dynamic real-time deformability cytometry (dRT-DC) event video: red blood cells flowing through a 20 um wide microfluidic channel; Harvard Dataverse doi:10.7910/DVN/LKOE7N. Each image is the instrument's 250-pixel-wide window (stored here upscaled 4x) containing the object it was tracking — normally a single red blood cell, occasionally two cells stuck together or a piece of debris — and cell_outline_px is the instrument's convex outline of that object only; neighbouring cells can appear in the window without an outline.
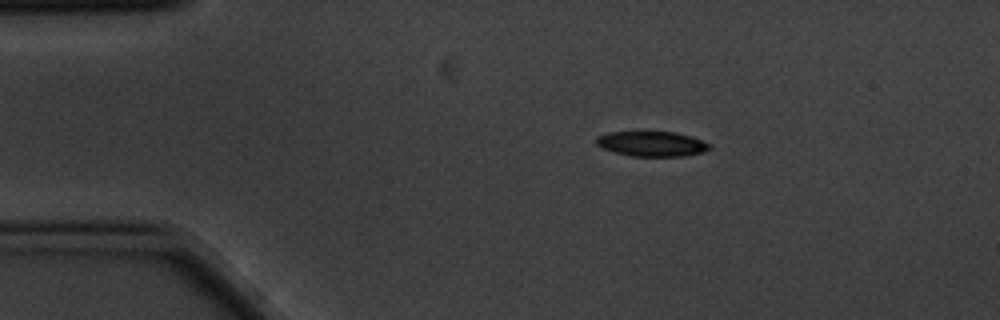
{"species": "common noctule bat (a hibernating species)", "species_latin": "Nyctalus noctula", "temperature_condition": "cold", "stored_images_in_passage": 4, "camera_frame_rate_fps": 3000, "um_per_image_px": 0.085, "animal": {"sex": "male", "body_mass_g": 20.1, "forearm_length_mm": 53.5}, "frame": {"image": 1, "passage_image": 1, "time_ms": 0.0, "image_size_px": [1000, 320], "cell_outline_px": [[712, 148], [700, 152], [680, 156], [632, 156], [612, 152], [596, 144], [596, 136], [608, 132], [676, 132], [692, 136], [712, 144]], "centroid_in_image_um": [55.4, 12.22], "position_along_channel_um": 29.6, "area_um2": 16.53}}
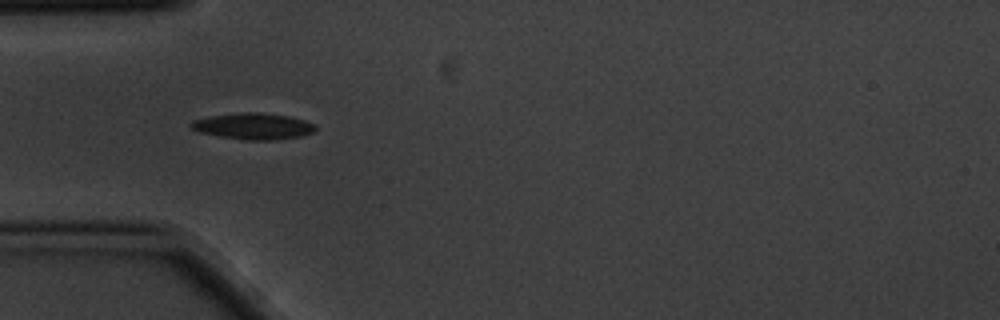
{"frame": {"image": 2, "passage_image": 3, "time_ms": 0.667, "image_size_px": [1000, 320], "cell_outline_px": [[316, 132], [300, 136], [272, 140], [248, 140], [220, 136], [200, 132], [192, 128], [188, 124], [192, 120], [208, 116], [240, 112], [260, 112], [288, 116], [304, 120], [316, 124]], "centroid_in_image_um": [21.54, 10.72], "position_along_channel_um": 63.5, "area_um2": 19.13}}